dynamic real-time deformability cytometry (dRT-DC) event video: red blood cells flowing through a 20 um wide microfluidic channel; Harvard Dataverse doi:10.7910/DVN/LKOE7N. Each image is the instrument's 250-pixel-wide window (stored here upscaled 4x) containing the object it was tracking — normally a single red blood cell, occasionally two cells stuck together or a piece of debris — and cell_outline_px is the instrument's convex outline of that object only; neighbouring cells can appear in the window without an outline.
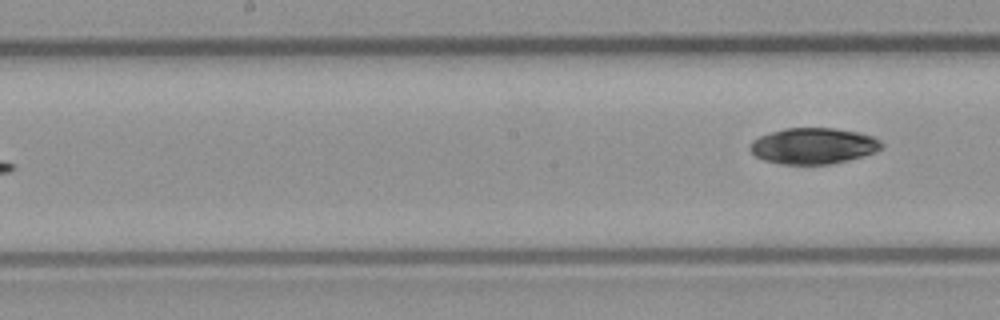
{"species": "common noctule bat (a hibernating species)", "species_latin": "Nyctalus noctula", "temperature_condition": "room temperature", "stored_images_in_passage": 9, "segment_of_instrument_passage": [2, 2], "camera_frame_rate_fps": 3000, "um_per_image_px": 0.085, "animal": {"sex": "male", "body_mass_g": 23.1, "forearm_length_mm": 52.7}, "frame": {"image": 1, "passage_image": 9, "time_ms": 9.333, "image_size_px": [1000, 320], "cell_outline_px": [[884, 144], [876, 152], [864, 156], [832, 164], [780, 164], [764, 160], [756, 156], [748, 148], [752, 140], [760, 136], [784, 128], [832, 128], [856, 132], [872, 136], [880, 140]], "centroid_in_image_um": [69.13, 12.41], "position_along_channel_um": 179.1, "area_um2": 27.63}}